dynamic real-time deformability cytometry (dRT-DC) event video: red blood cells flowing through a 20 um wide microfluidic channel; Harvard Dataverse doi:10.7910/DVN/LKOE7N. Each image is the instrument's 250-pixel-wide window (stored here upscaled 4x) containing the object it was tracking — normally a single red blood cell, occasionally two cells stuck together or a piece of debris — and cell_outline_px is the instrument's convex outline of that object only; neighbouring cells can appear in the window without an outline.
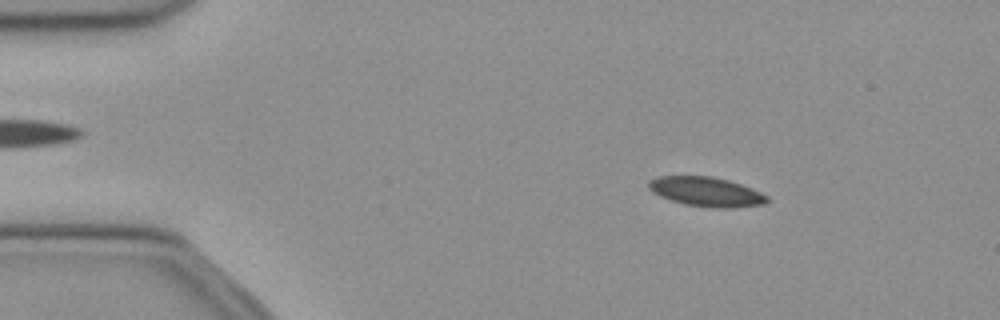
{"species": "common noctule bat (a hibernating species)", "species_latin": "Nyctalus noctula", "temperature_condition": "cold", "stored_images_in_passage": 51, "camera_frame_rate_fps": 3000, "um_per_image_px": 0.085, "animal": {"sex": "female", "body_mass_g": 21.9}, "frame": {"image": 1, "passage_image": 7, "time_ms": 2.0, "image_size_px": [1000, 320], "cell_outline_px": [[768, 200], [764, 204], [732, 208], [712, 208], [684, 204], [660, 196], [652, 192], [648, 188], [648, 180], [656, 176], [712, 176], [728, 180], [752, 188], [768, 196]], "centroid_in_image_um": [60.01, 16.29], "position_along_channel_um": 25.0, "area_um2": 20.4}}
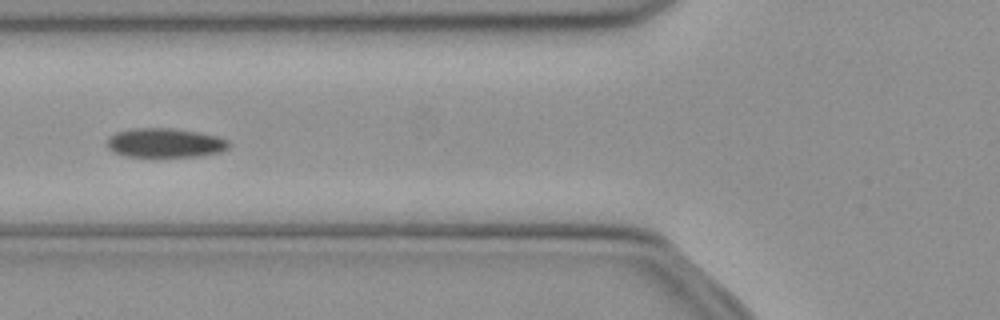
{"frame": {"image": 2, "passage_image": 19, "time_ms": 6.0, "image_size_px": [1000, 320], "cell_outline_px": [[232, 144], [228, 148], [220, 152], [200, 156], [124, 156], [108, 148], [108, 136], [116, 132], [132, 128], [172, 128], [200, 132], [216, 136], [228, 140]], "centroid_in_image_um": [14.06, 12.13], "position_along_channel_um": 111.7, "area_um2": 20.75}}
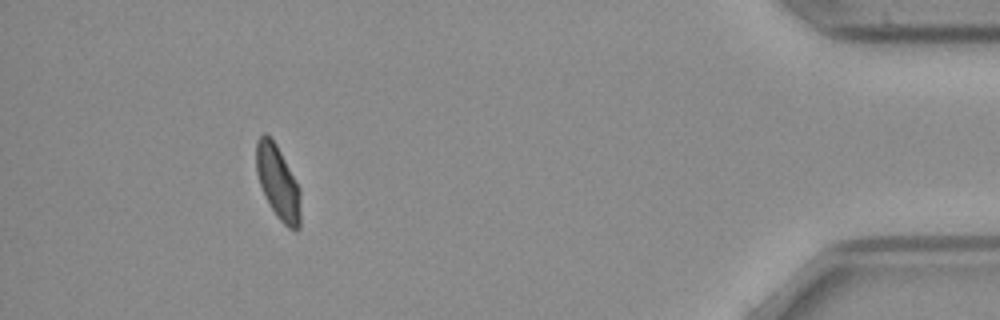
{"frame": {"image": 3, "passage_image": 47, "time_ms": 15.333, "image_size_px": [1000, 320], "cell_outline_px": [[300, 228], [296, 232], [288, 228], [276, 216], [264, 196], [256, 172], [256, 140], [264, 132], [276, 144], [300, 188]], "centroid_in_image_um": [23.63, 15.54], "position_along_channel_um": 411.6, "area_um2": 19.07}, "authors_computed_cell_mechanics": {"area_um2": 20.4612, "velocity_mm_per_s": 3.8884, "shape_relaxation_time_tau1_ms": 10.3058, "shape_relaxation_time_tau2_ms": 11.2215, "deformation_change_tau1": 0.1561, "deformation_change_tau2": 0.1331}}